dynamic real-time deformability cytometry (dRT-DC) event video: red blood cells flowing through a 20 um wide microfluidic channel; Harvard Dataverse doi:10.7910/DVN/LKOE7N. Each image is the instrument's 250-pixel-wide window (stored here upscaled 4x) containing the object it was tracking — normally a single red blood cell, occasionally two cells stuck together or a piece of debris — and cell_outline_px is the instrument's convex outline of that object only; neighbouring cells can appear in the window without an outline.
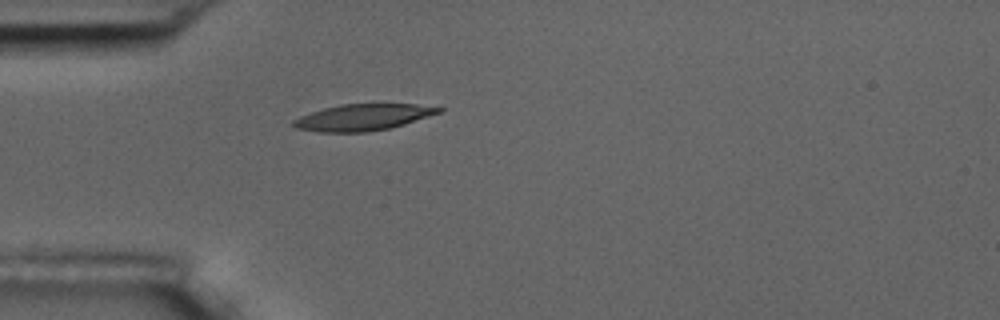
{"species": "common noctule bat (a hibernating species)", "species_latin": "Nyctalus noctula", "temperature_condition": "room temperature", "stored_images_in_passage": 1, "camera_frame_rate_fps": 3000, "um_per_image_px": 0.085, "animal": {"sex": "male", "body_mass_g": 17.5, "forearm_length_mm": 52.3}, "frame": {"image": 1, "passage_image": 1, "time_ms": 0.0, "image_size_px": [1000, 320], "cell_outline_px": [[444, 112], [404, 124], [388, 128], [364, 132], [320, 132], [296, 128], [292, 124], [292, 120], [300, 116], [324, 108], [340, 104], [416, 104], [444, 108]], "centroid_in_image_um": [30.87, 9.96], "position_along_channel_um": 54.1, "area_um2": 22.31}}